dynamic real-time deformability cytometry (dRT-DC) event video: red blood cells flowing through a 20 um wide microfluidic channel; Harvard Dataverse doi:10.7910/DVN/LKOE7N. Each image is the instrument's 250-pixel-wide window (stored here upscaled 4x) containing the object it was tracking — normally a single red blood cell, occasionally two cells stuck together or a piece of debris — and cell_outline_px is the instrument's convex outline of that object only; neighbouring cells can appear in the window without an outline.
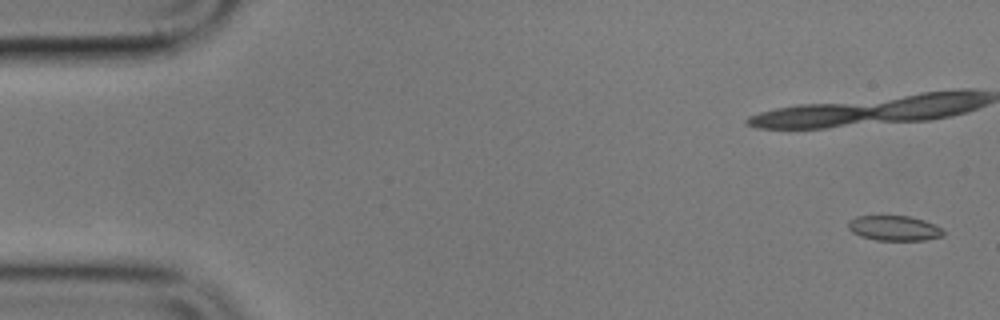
{"species": "common noctule bat (a hibernating species)", "species_latin": "Nyctalus noctula", "temperature_condition": "cold", "stored_images_in_passage": 15, "camera_frame_rate_fps": 3000, "um_per_image_px": 0.085, "animal": {"sex": "male", "body_mass_g": 17.9}, "frame": {"image": 1, "passage_image": 1, "time_ms": 0.0, "image_size_px": [1000, 320], "cell_outline_px": [[944, 236], [924, 240], [876, 240], [860, 236], [852, 232], [848, 228], [848, 220], [856, 216], [908, 216], [924, 220], [940, 228], [944, 232]], "centroid_in_image_um": [75.97, 19.39], "position_along_channel_um": 9.0, "area_um2": 13.81}, "authors_computed_cell_mechanics": {"area_um2": 13.9298, "velocity_mm_per_s": 3.402, "shape_relaxation_time_tau1_ms": null, "shape_relaxation_time_tau2_ms": 1.3491, "deformation_change_tau1": null, "deformation_change_tau2": 0.0512}}